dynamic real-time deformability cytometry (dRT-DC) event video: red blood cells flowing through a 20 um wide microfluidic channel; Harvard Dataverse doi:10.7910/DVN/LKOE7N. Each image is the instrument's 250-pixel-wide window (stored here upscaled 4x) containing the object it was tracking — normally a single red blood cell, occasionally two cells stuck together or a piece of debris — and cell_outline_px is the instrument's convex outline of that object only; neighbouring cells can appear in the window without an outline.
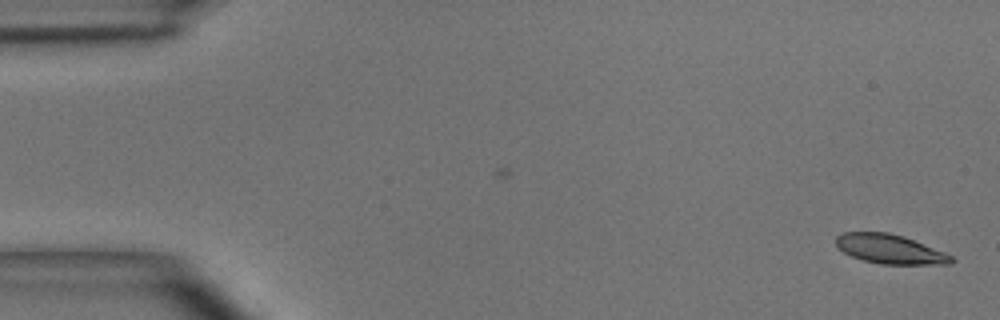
{"species": "common noctule bat (a hibernating species)", "species_latin": "Nyctalus noctula", "temperature_condition": "room temperature", "stored_images_in_passage": 39, "camera_frame_rate_fps": 3000, "um_per_image_px": 0.085, "animal": {"sex": "male", "body_mass_g": 15.6}, "frame": {"image": 1, "passage_image": 1, "time_ms": 0.0, "image_size_px": [1000, 320], "cell_outline_px": [[956, 260], [952, 264], [880, 264], [864, 260], [852, 256], [844, 252], [836, 244], [836, 236], [840, 232], [888, 232], [904, 236], [944, 252], [952, 256]], "centroid_in_image_um": [75.65, 21.17], "position_along_channel_um": 9.3, "area_um2": 19.65}}
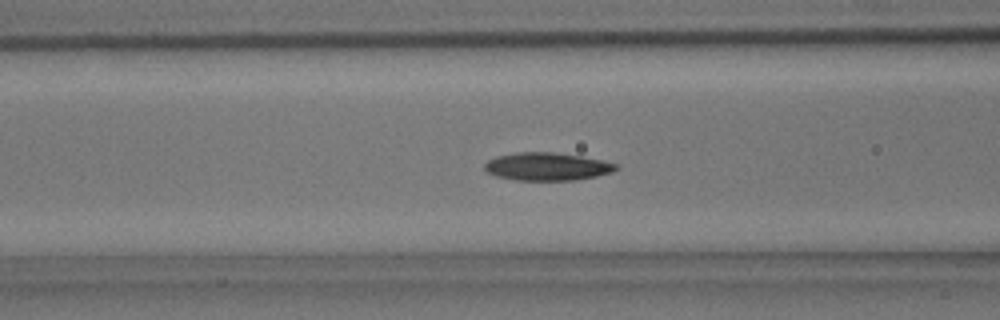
{"frame": {"image": 2, "passage_image": 19, "time_ms": 6.0, "image_size_px": [1000, 320], "cell_outline_px": [[620, 168], [612, 172], [596, 176], [576, 180], [516, 180], [496, 176], [488, 172], [484, 168], [484, 164], [488, 160], [496, 156], [516, 152], [552, 152], [580, 156], [620, 164]], "centroid_in_image_um": [46.51, 14.15], "position_along_channel_um": 120.1, "area_um2": 21.39}}
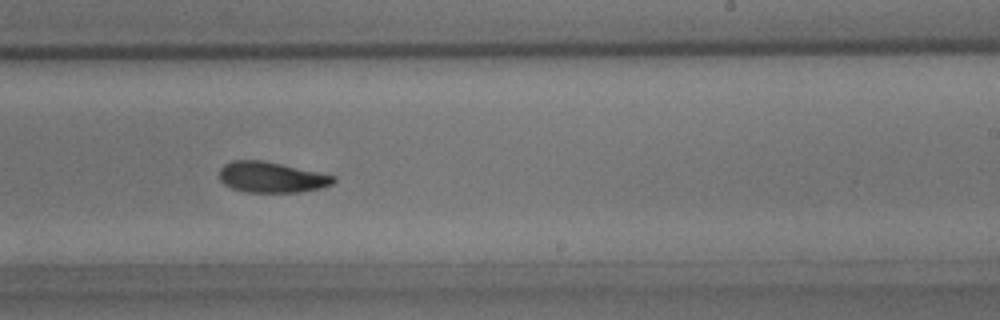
{"frame": {"image": 3, "passage_image": 30, "time_ms": 9.667, "image_size_px": [1000, 320], "cell_outline_px": [[336, 180], [332, 184], [320, 188], [300, 192], [244, 192], [232, 188], [224, 184], [220, 180], [220, 168], [224, 164], [232, 160], [264, 160], [320, 172], [336, 176]], "centroid_in_image_um": [23.08, 15.06], "position_along_channel_um": 265.9, "area_um2": 20.58}, "authors_computed_cell_mechanics": {"area_um2": 21.0392, "velocity_mm_per_s": 3.9766, "shape_relaxation_time_tau1_ms": 2.6604, "shape_relaxation_time_tau2_ms": 3.6055, "deformation_change_tau1": 0.1341, "deformation_change_tau2": 0.1005}}